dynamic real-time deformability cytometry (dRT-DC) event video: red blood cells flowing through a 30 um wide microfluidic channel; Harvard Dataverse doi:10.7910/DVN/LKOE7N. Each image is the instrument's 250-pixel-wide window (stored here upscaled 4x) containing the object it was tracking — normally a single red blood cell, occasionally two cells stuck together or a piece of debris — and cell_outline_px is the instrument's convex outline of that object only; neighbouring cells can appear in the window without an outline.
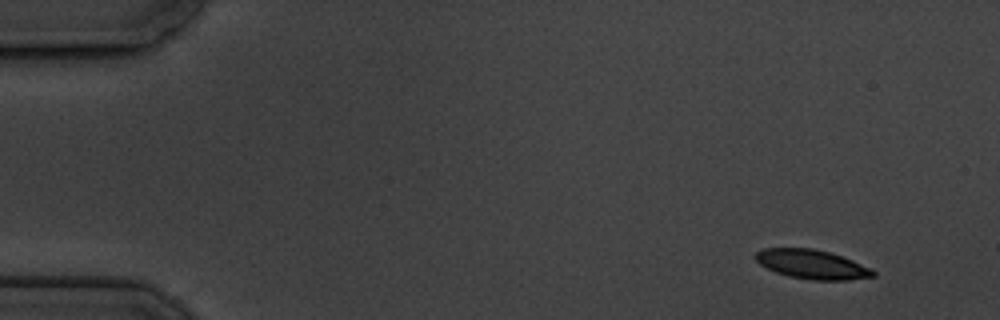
{"species": "common noctule bat (a hibernating species)", "species_latin": "Nyctalus noctula", "temperature_condition": "cold", "stored_images_in_passage": 7, "camera_frame_rate_fps": 3000, "um_per_image_px": 0.085, "animal": {"sex": "male", "body_mass_g": 19.5, "forearm_length_mm": 54.6}, "frame": {"image": 1, "passage_image": 1, "time_ms": 0.0, "image_size_px": [1000, 320], "cell_outline_px": [[876, 276], [848, 280], [812, 280], [788, 276], [776, 272], [760, 264], [756, 260], [756, 252], [764, 248], [812, 248], [828, 252], [852, 260], [872, 268], [876, 272]], "centroid_in_image_um": [69.05, 22.47], "position_along_channel_um": 16.0, "area_um2": 19.88}}
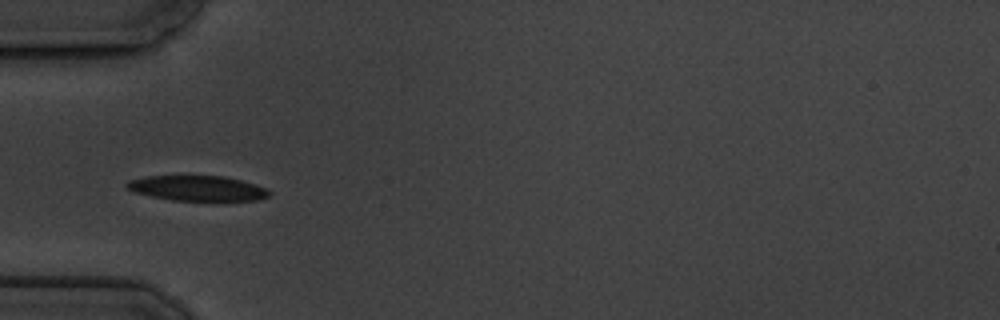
{"frame": {"image": 2, "passage_image": 5, "time_ms": 4.667, "image_size_px": [1000, 320], "cell_outline_px": [[272, 192], [268, 196], [256, 200], [172, 200], [132, 192], [124, 184], [128, 180], [148, 176], [224, 176], [256, 184], [268, 188]], "centroid_in_image_um": [16.78, 15.99], "position_along_channel_um": 68.2, "area_um2": 20.81}}
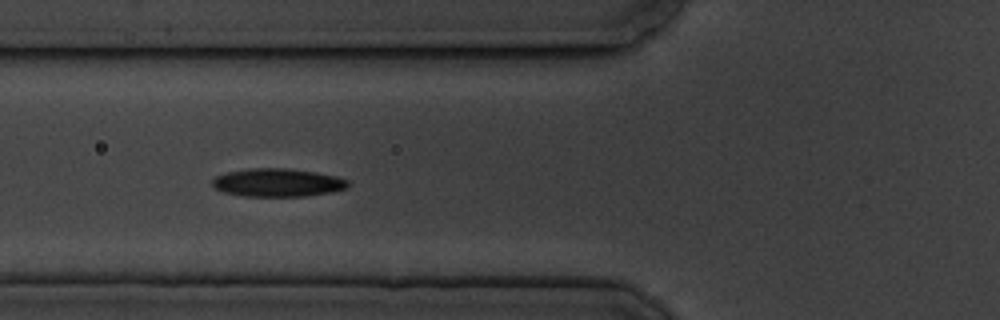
{"frame": {"image": 3, "passage_image": 6, "time_ms": 5.667, "image_size_px": [1000, 320], "cell_outline_px": [[348, 188], [332, 192], [308, 196], [244, 196], [224, 192], [216, 188], [212, 184], [212, 180], [216, 176], [228, 172], [248, 168], [288, 168], [316, 172], [336, 176], [348, 180]], "centroid_in_image_um": [23.62, 15.52], "position_along_channel_um": 102.2, "area_um2": 22.31}}